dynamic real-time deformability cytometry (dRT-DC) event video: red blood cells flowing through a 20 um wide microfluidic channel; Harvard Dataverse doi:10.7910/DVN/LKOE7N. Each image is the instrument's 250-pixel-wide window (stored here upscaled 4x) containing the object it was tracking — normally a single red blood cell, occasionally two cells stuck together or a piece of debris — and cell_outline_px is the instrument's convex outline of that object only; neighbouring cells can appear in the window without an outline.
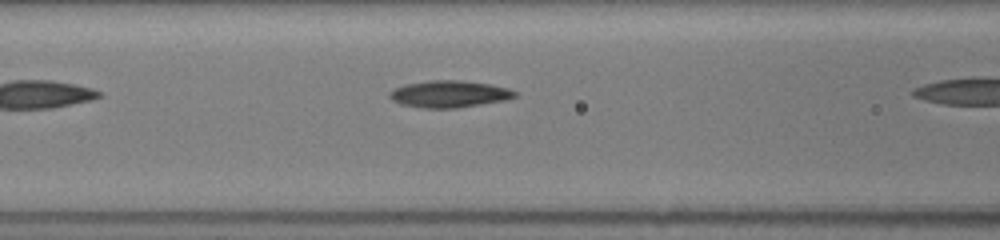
{"species": "common noctule bat (a hibernating species)", "species_latin": "Nyctalus noctula", "temperature_condition": "room temperature", "stored_images_in_passage": 6, "camera_frame_rate_fps": 3000, "um_per_image_px": 0.085, "animal": {"sex": "female", "body_mass_g": 19.5, "forearm_length_mm": 54.1}, "frame": {"image": 1, "passage_image": 5, "time_ms": 1.333, "image_size_px": [1000, 240], "cell_outline_px": [[516, 96], [504, 100], [456, 108], [420, 108], [400, 104], [392, 100], [388, 96], [388, 92], [404, 84], [428, 80], [460, 80], [488, 84], [508, 88], [516, 92]], "centroid_in_image_um": [38.12, 7.99], "position_along_channel_um": 128.5, "area_um2": 19.59}}